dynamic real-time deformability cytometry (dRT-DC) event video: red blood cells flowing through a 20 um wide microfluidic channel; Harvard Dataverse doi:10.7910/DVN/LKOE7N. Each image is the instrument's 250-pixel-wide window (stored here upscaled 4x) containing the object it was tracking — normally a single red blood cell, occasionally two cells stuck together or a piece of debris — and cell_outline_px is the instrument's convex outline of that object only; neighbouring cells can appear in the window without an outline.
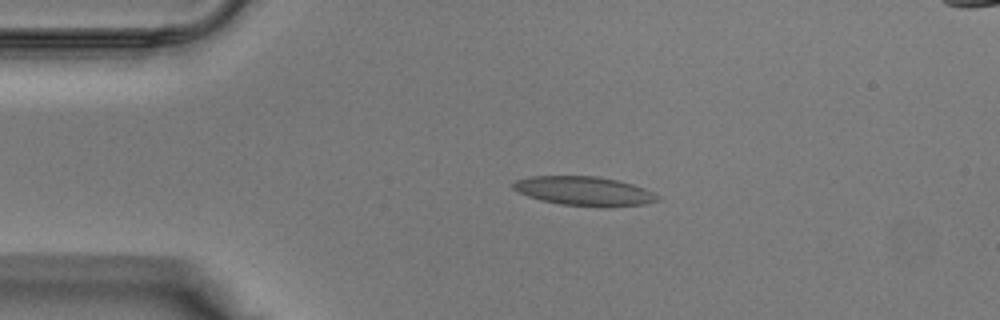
{"species": "Egyptian fruit bat (a non-hibernating species)", "species_latin": "Rousettus aegyptiacus", "temperature_condition": "warm", "stored_images_in_passage": 31, "camera_frame_rate_fps": 3000, "um_per_image_px": 0.085, "animal": {"sex": "male"}, "frame": {"image": 1, "passage_image": 1, "time_ms": 0.0, "image_size_px": [1000, 320], "cell_outline_px": [[660, 200], [644, 204], [604, 208], [560, 204], [540, 200], [528, 196], [512, 188], [512, 184], [516, 180], [532, 176], [596, 176], [616, 180], [632, 184], [644, 188], [660, 196]], "centroid_in_image_um": [49.68, 16.25], "position_along_channel_um": 35.3, "area_um2": 24.62}}
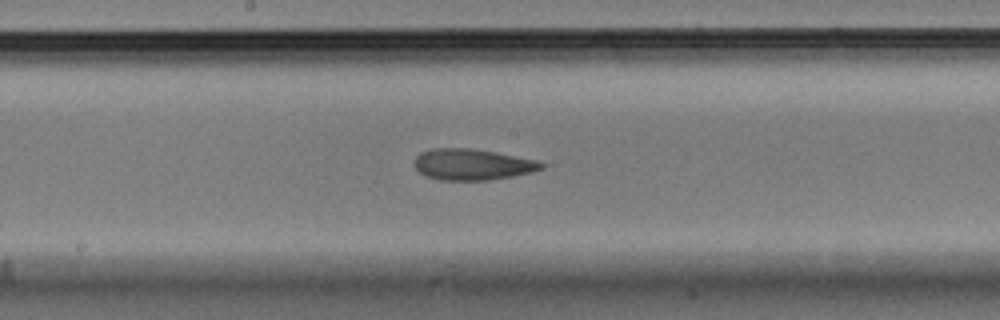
{"frame": {"image": 2, "passage_image": 13, "time_ms": 4.0, "image_size_px": [1000, 320], "cell_outline_px": [[544, 168], [532, 172], [512, 176], [488, 180], [440, 180], [428, 176], [420, 172], [416, 168], [416, 156], [420, 152], [432, 148], [472, 148], [496, 152], [536, 160], [544, 164]], "centroid_in_image_um": [40.16, 13.97], "position_along_channel_um": 208.0, "area_um2": 22.89}}
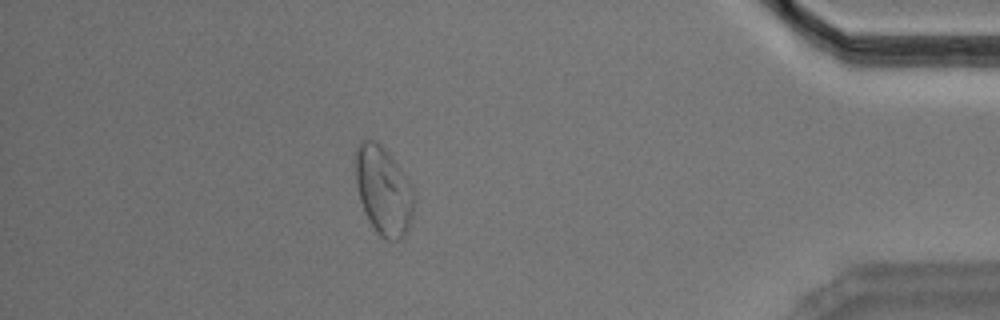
{"frame": {"image": 3, "passage_image": 27, "time_ms": 8.667, "image_size_px": [1000, 320], "cell_outline_px": [[412, 216], [408, 228], [404, 236], [400, 240], [384, 240], [376, 232], [368, 220], [360, 200], [356, 184], [356, 148], [360, 140], [376, 140], [392, 156], [412, 188]], "centroid_in_image_um": [32.56, 16.21], "position_along_channel_um": 402.6, "area_um2": 29.82}}